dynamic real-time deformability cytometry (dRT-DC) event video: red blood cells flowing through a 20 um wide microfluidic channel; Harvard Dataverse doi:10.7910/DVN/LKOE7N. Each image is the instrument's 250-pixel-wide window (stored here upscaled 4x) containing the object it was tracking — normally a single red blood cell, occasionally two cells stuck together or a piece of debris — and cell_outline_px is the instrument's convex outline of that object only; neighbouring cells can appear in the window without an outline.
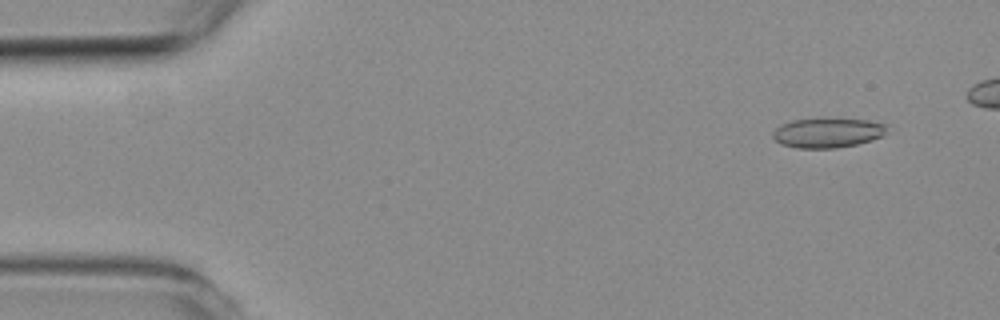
{"species": "common noctule bat (a hibernating species)", "species_latin": "Nyctalus noctula", "temperature_condition": "room temperature", "stored_images_in_passage": 5, "camera_frame_rate_fps": 3000, "um_per_image_px": 0.085, "animal": {"sex": "female", "body_mass_g": 19.3, "forearm_length_mm": 54.1}, "frame": {"image": 1, "passage_image": 1, "time_ms": 0.0, "image_size_px": [1000, 320], "cell_outline_px": [[884, 132], [880, 136], [872, 140], [856, 144], [836, 148], [796, 148], [780, 144], [772, 136], [772, 132], [780, 124], [792, 120], [868, 120], [884, 124]], "centroid_in_image_um": [70.26, 11.31], "position_along_channel_um": 14.7, "area_um2": 19.13}}